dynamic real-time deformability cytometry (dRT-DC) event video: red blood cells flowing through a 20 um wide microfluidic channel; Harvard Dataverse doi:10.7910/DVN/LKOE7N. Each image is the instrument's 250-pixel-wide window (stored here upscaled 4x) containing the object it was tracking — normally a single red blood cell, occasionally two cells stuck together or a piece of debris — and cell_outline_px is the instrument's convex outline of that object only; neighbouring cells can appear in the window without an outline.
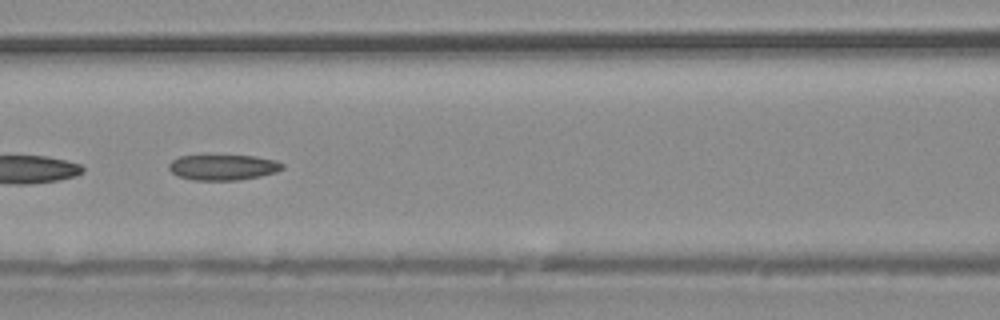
{"species": "common noctule bat (a hibernating species)", "species_latin": "Nyctalus noctula", "temperature_condition": "warm", "stored_images_in_passage": 37, "segment_of_instrument_passage": [2, 2], "camera_frame_rate_fps": 3000, "um_per_image_px": 0.085, "animal": {"sex": "male", "body_mass_g": 20.4}, "frame": {"image": 1, "passage_image": 16, "time_ms": 5.0, "image_size_px": [1000, 320], "cell_outline_px": [[284, 168], [276, 172], [260, 176], [240, 180], [192, 180], [176, 176], [168, 168], [168, 164], [172, 160], [180, 156], [256, 156], [276, 160], [284, 164]], "centroid_in_image_um": [18.96, 14.23], "position_along_channel_um": 147.6, "area_um2": 16.94}}